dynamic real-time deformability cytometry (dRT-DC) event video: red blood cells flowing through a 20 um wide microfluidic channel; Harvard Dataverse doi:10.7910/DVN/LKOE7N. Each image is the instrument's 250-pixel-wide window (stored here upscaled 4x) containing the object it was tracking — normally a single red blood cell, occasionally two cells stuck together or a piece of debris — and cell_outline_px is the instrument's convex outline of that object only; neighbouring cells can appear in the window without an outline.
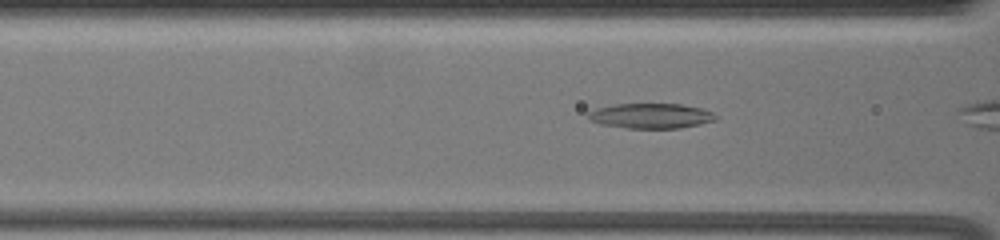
{"species": "common noctule bat (a hibernating species)", "species_latin": "Nyctalus noctula", "temperature_condition": "warm", "stored_images_in_passage": 6, "camera_frame_rate_fps": 3000, "um_per_image_px": 0.085, "animal": {"sex": "female", "body_mass_g": 19.5, "forearm_length_mm": 54.1}, "frame": {"image": 1, "passage_image": 4, "time_ms": 1.0, "image_size_px": [1000, 240], "cell_outline_px": [[720, 116], [716, 120], [700, 124], [680, 128], [628, 128], [600, 124], [588, 120], [588, 112], [596, 108], [616, 104], [680, 104], [700, 108], [712, 112]], "centroid_in_image_um": [55.33, 9.85], "position_along_channel_um": 111.3, "area_um2": 18.67}}